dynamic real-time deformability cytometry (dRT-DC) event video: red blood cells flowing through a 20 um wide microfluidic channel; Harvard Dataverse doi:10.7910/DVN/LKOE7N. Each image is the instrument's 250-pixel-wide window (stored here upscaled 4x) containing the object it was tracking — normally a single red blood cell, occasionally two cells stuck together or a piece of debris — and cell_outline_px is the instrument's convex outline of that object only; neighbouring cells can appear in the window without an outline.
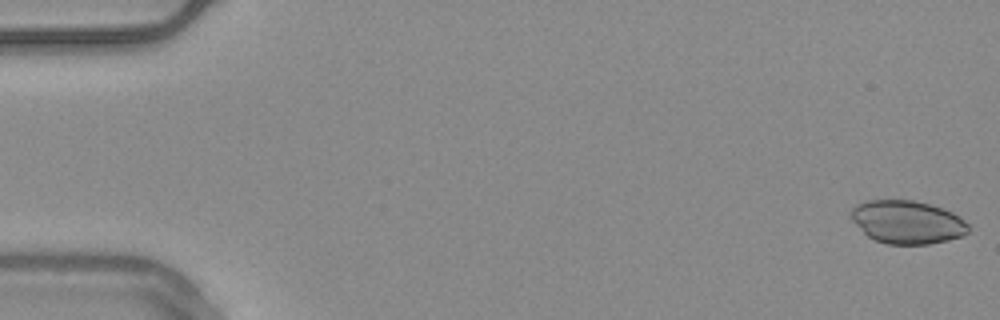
{"species": "common noctule bat (a hibernating species)", "species_latin": "Nyctalus noctula", "temperature_condition": "warm", "stored_images_in_passage": 54, "camera_frame_rate_fps": 3000, "um_per_image_px": 0.085, "animal": {"sex": "male", "body_mass_g": 20.4}, "frame": {"image": 1, "passage_image": 1, "time_ms": 0.0, "image_size_px": [1000, 320], "cell_outline_px": [[968, 232], [964, 236], [948, 240], [928, 244], [888, 244], [876, 240], [868, 236], [848, 216], [852, 208], [856, 204], [868, 200], [916, 200], [952, 212], [960, 216], [968, 224]], "centroid_in_image_um": [77.11, 18.87], "position_along_channel_um": 7.9, "area_um2": 29.54}}
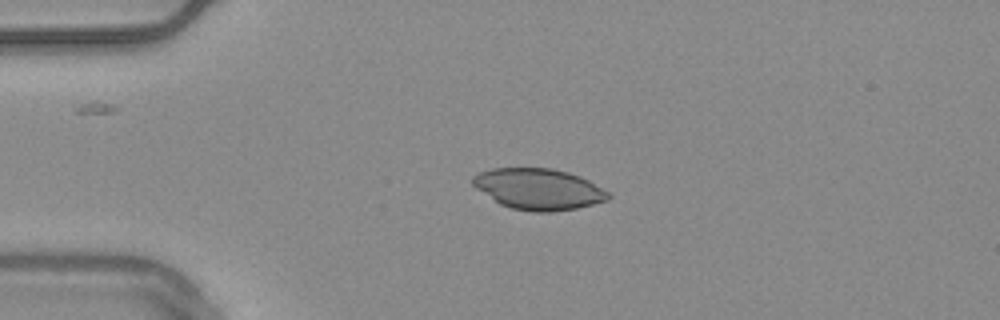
{"frame": {"image": 2, "passage_image": 13, "time_ms": 4.0, "image_size_px": [1000, 320], "cell_outline_px": [[612, 196], [608, 200], [576, 208], [552, 212], [532, 212], [512, 208], [500, 204], [476, 188], [472, 184], [472, 176], [480, 172], [492, 168], [552, 168], [568, 172], [580, 176], [588, 180], [608, 192]], "centroid_in_image_um": [45.77, 16.07], "position_along_channel_um": 39.2, "area_um2": 32.37}}